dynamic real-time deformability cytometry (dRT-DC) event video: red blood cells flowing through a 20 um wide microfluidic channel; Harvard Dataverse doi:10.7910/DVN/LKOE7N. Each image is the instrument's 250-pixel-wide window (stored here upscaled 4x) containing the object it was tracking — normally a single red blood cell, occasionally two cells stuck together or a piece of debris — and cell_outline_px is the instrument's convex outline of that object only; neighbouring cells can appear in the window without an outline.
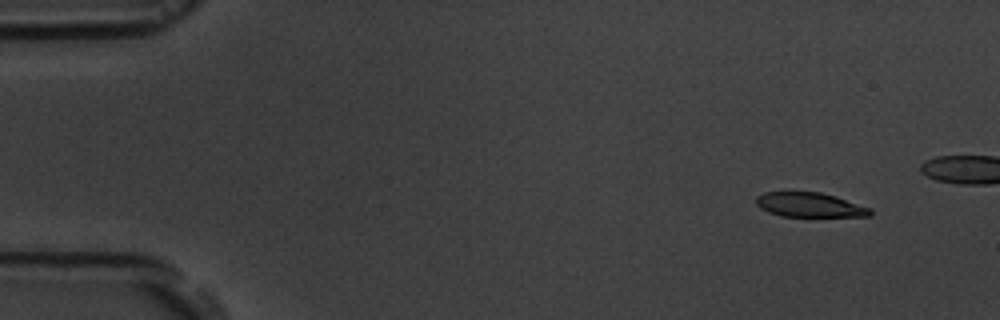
{"species": "common noctule bat (a hibernating species)", "species_latin": "Nyctalus noctula", "temperature_condition": "room temperature", "stored_images_in_passage": 4, "camera_frame_rate_fps": 3000, "um_per_image_px": 0.085, "animal": {"sex": "male", "body_mass_g": 19.5, "forearm_length_mm": 54.6}, "frame": {"image": 1, "passage_image": 1, "time_ms": 0.0, "image_size_px": [1000, 320], "cell_outline_px": [[872, 216], [780, 216], [768, 212], [760, 208], [756, 204], [756, 196], [764, 192], [820, 192], [836, 196], [872, 208]], "centroid_in_image_um": [68.83, 17.41], "position_along_channel_um": 16.2, "area_um2": 16.36}}